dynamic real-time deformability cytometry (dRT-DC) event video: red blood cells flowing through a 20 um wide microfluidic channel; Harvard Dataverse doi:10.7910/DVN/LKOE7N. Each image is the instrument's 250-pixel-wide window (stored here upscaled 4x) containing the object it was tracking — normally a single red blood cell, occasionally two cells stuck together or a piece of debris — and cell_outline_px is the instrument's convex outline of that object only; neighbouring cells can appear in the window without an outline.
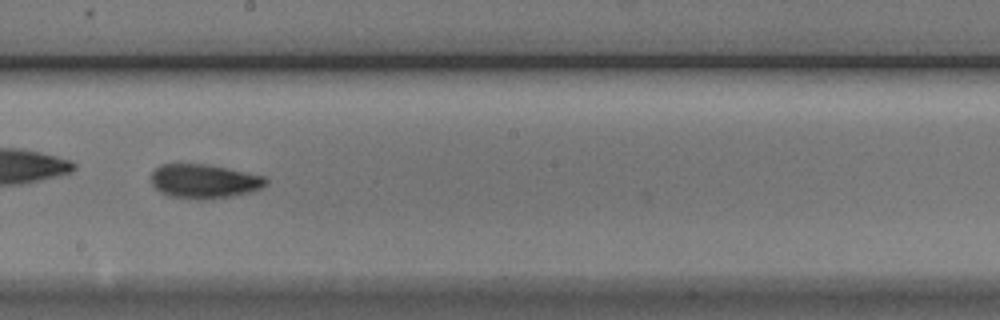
{"species": "Egyptian fruit bat (a non-hibernating species)", "species_latin": "Rousettus aegyptiacus", "temperature_condition": "cold", "stored_images_in_passage": 52, "camera_frame_rate_fps": 3000, "um_per_image_px": 0.085, "animal": {"sex": "male"}, "frame": {"image": 1, "passage_image": 30, "time_ms": 9.667, "image_size_px": [1000, 320], "cell_outline_px": [[268, 184], [252, 192], [232, 196], [208, 200], [196, 200], [168, 196], [160, 192], [152, 184], [152, 172], [160, 164], [204, 164], [264, 176], [268, 180]], "centroid_in_image_um": [17.35, 15.43], "position_along_channel_um": 230.9, "area_um2": 22.89}, "authors_computed_cell_mechanics": {"area_um2": 21.7328, "velocity_mm_per_s": 3.75, "shape_relaxation_time_tau1_ms": 3.7367, "shape_relaxation_time_tau2_ms": 1.6804, "deformation_change_tau1": 0.1287, "deformation_change_tau2": 0.0749}}